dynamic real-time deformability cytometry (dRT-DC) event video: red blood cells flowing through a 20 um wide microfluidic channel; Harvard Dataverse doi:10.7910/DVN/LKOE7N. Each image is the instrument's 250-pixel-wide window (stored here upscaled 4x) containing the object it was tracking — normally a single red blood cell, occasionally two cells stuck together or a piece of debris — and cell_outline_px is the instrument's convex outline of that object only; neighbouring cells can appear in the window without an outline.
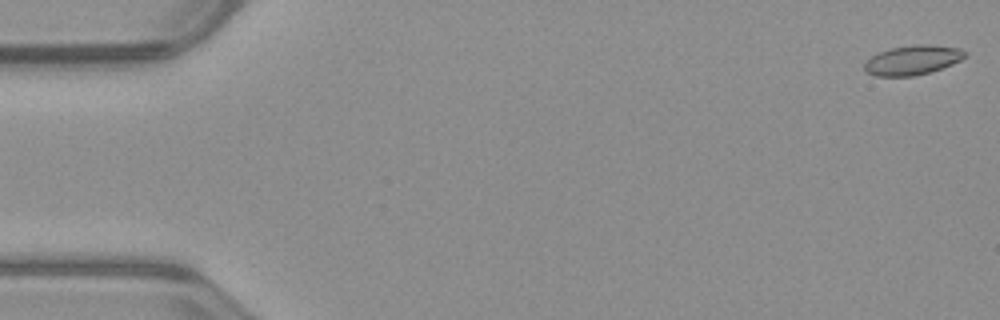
{"species": "common noctule bat (a hibernating species)", "species_latin": "Nyctalus noctula", "temperature_condition": "warm", "stored_images_in_passage": 52, "camera_frame_rate_fps": 3000, "um_per_image_px": 0.085, "animal": {"sex": "male", "body_mass_g": 23.1, "forearm_length_mm": 52.7}, "frame": {"image": 1, "passage_image": 1, "time_ms": 0.0, "image_size_px": [1000, 320], "cell_outline_px": [[968, 56], [952, 64], [932, 72], [916, 76], [876, 76], [864, 72], [864, 64], [872, 56], [880, 52], [892, 48], [916, 44], [928, 44], [960, 48], [968, 52]], "centroid_in_image_um": [77.61, 5.11], "position_along_channel_um": 7.4, "area_um2": 17.46}}
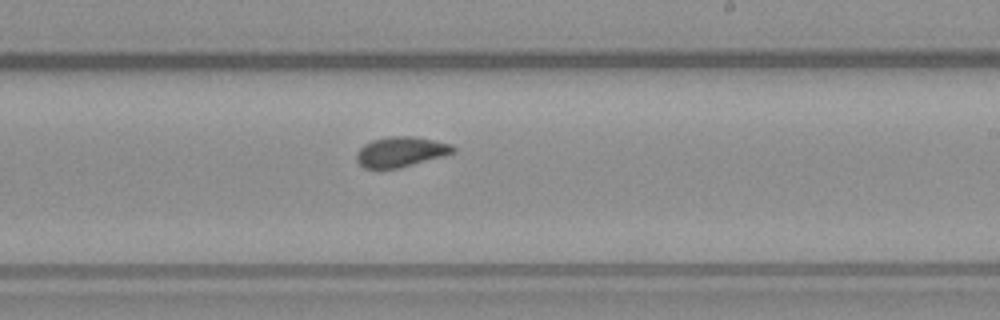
{"frame": {"image": 2, "passage_image": 31, "time_ms": 10.0, "image_size_px": [1000, 320], "cell_outline_px": [[456, 152], [444, 156], [400, 168], [364, 168], [356, 160], [356, 152], [364, 144], [372, 140], [392, 136], [416, 136], [452, 144], [456, 148]], "centroid_in_image_um": [34.1, 12.9], "position_along_channel_um": 254.9, "area_um2": 17.11}}
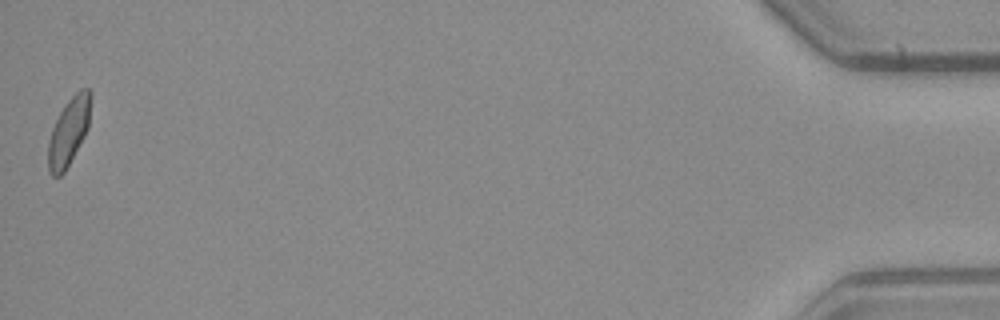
{"frame": {"image": 3, "passage_image": 52, "time_ms": 17.0, "image_size_px": [1000, 320], "cell_outline_px": [[92, 96], [88, 128], [84, 136], [64, 172], [60, 176], [52, 176], [48, 172], [48, 140], [52, 128], [64, 104], [80, 88], [88, 88], [92, 92]], "centroid_in_image_um": [5.85, 11.15], "position_along_channel_um": 429.4, "area_um2": 16.82}, "authors_computed_cell_mechanics": {"area_um2": 16.9354, "velocity_mm_per_s": 3.9675, "shape_relaxation_time_tau1_ms": 7.1673, "shape_relaxation_time_tau2_ms": 1.2337, "deformation_change_tau1": 0.1538, "deformation_change_tau2": 0.0567}}